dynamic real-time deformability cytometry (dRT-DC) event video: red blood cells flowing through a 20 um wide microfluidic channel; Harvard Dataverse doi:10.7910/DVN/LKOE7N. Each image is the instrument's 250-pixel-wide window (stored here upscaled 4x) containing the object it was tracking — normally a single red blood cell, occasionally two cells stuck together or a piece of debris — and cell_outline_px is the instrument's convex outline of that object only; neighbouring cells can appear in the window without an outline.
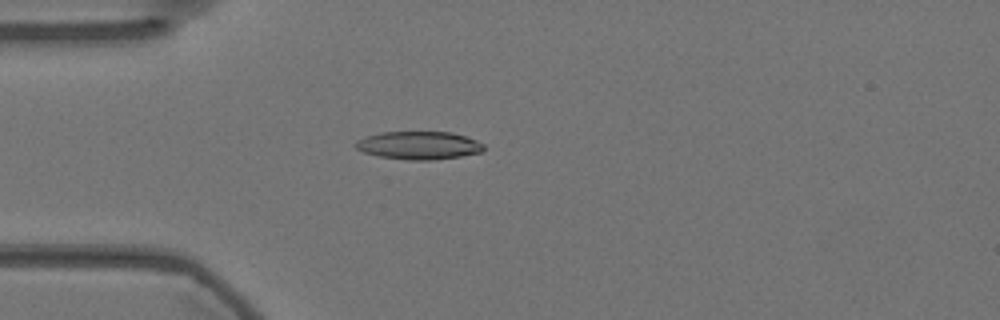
{"species": "Egyptian fruit bat (a non-hibernating species)", "species_latin": "Rousettus aegyptiacus", "temperature_condition": "warm", "stored_images_in_passage": 56, "camera_frame_rate_fps": 3000, "um_per_image_px": 0.085, "animal": {"sex": "female"}, "frame": {"image": 1, "passage_image": 15, "time_ms": 4.667, "image_size_px": [1000, 320], "cell_outline_px": [[484, 148], [480, 152], [460, 156], [432, 160], [408, 160], [380, 156], [364, 152], [356, 148], [352, 144], [356, 140], [380, 132], [452, 132], [476, 140], [484, 144]], "centroid_in_image_um": [35.58, 12.35], "position_along_channel_um": 49.4, "area_um2": 20.81}}
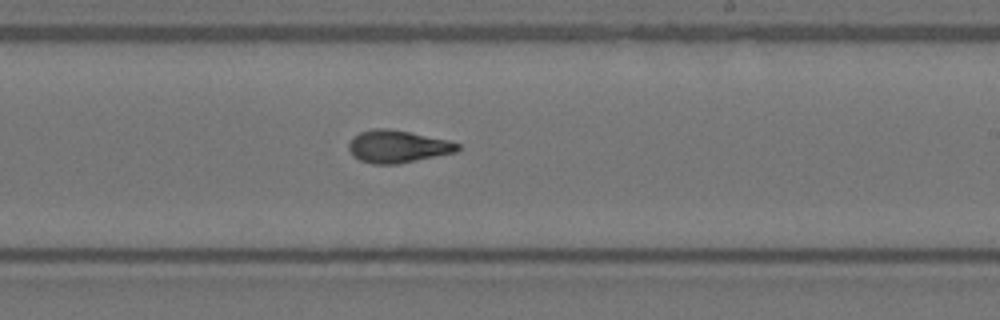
{"frame": {"image": 2, "passage_image": 33, "time_ms": 10.667, "image_size_px": [1000, 320], "cell_outline_px": [[460, 148], [456, 152], [396, 164], [372, 164], [360, 160], [352, 156], [348, 148], [348, 144], [352, 136], [360, 132], [372, 128], [388, 128], [448, 140], [460, 144]], "centroid_in_image_um": [33.75, 12.45], "position_along_channel_um": 255.3, "area_um2": 20.58}}
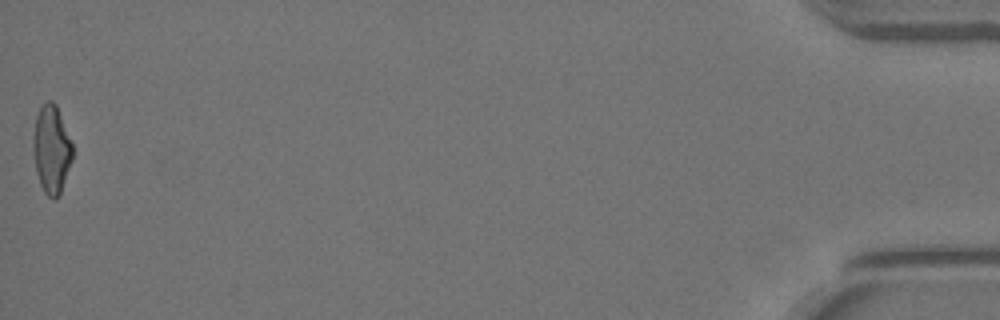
{"frame": {"image": 3, "passage_image": 56, "time_ms": 18.333, "image_size_px": [1000, 320], "cell_outline_px": [[72, 160], [60, 196], [56, 200], [52, 200], [44, 192], [40, 184], [36, 172], [32, 140], [36, 116], [40, 108], [48, 100], [52, 100], [56, 104], [72, 144]], "centroid_in_image_um": [4.37, 12.74], "position_along_channel_um": 430.8, "area_um2": 20.23}, "authors_computed_cell_mechanics": {"area_um2": 20.4612, "velocity_mm_per_s": 3.5982, "shape_relaxation_time_tau1_ms": null, "shape_relaxation_time_tau2_ms": 1.9847, "deformation_change_tau1": null, "deformation_change_tau2": 0.095}}